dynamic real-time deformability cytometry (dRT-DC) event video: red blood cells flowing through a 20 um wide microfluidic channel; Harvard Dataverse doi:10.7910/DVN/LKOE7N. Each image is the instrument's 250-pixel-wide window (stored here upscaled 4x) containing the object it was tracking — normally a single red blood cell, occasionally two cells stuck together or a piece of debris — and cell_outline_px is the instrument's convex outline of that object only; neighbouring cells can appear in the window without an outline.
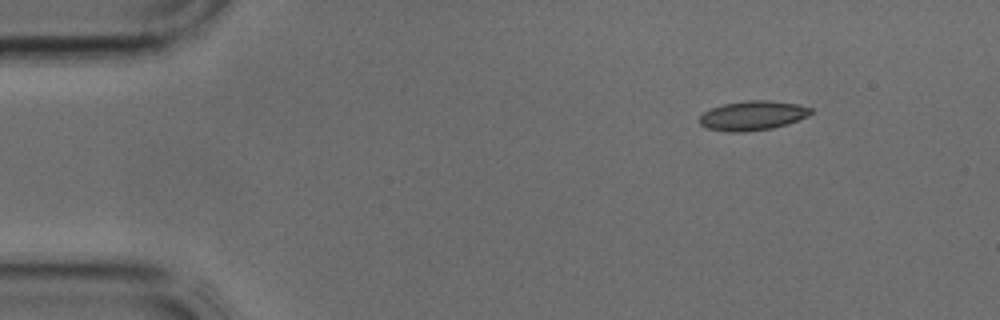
{"species": "common noctule bat (a hibernating species)", "species_latin": "Nyctalus noctula", "temperature_condition": "cold", "stored_images_in_passage": 3, "camera_frame_rate_fps": 3000, "um_per_image_px": 0.085, "animal": {"sex": "male", "body_mass_g": 17.9, "forearm_length_mm": 54.2}, "frame": {"image": 1, "passage_image": 1, "time_ms": 0.0, "image_size_px": [1000, 320], "cell_outline_px": [[812, 112], [808, 116], [788, 124], [772, 128], [744, 132], [728, 132], [708, 128], [700, 124], [700, 116], [704, 112], [712, 108], [724, 104], [748, 100], [768, 100], [796, 104], [812, 108]], "centroid_in_image_um": [63.99, 9.83], "position_along_channel_um": 21.0, "area_um2": 18.96}}
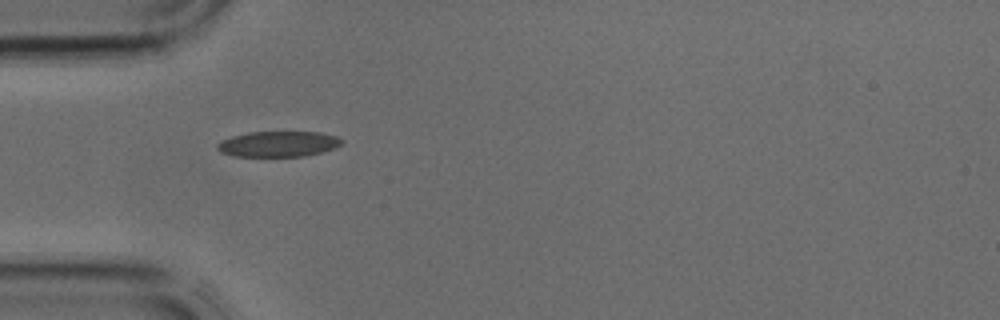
{"frame": {"image": 2, "passage_image": 3, "time_ms": 0.667, "image_size_px": [1000, 320], "cell_outline_px": [[344, 144], [336, 148], [304, 156], [232, 156], [220, 152], [216, 148], [216, 144], [220, 140], [232, 136], [248, 132], [320, 132], [336, 136], [344, 140]], "centroid_in_image_um": [23.65, 12.23], "position_along_channel_um": 61.3, "area_um2": 18.73}}